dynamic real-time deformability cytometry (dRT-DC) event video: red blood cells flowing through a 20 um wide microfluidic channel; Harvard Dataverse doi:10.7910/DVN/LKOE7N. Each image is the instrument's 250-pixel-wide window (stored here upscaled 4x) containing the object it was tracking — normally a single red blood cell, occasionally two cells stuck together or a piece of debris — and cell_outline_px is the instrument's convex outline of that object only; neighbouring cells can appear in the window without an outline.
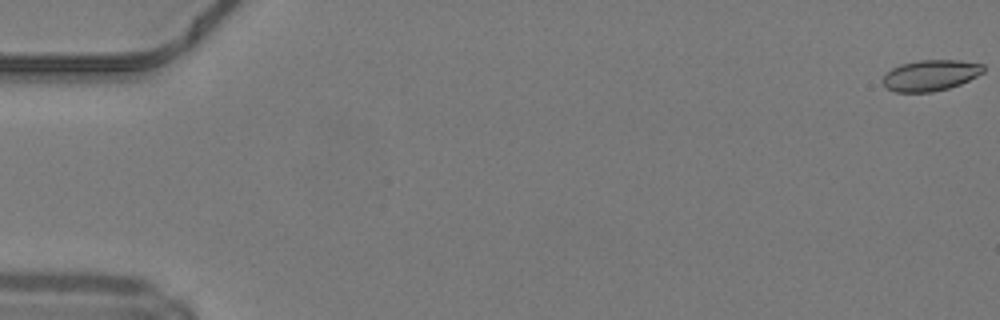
{"species": "common noctule bat (a hibernating species)", "species_latin": "Nyctalus noctula", "temperature_condition": "warm", "stored_images_in_passage": 35, "camera_frame_rate_fps": 3000, "um_per_image_px": 0.085, "animal": {"sex": "male", "body_mass_g": 19.2, "forearm_length_mm": 51.8}, "frame": {"image": 1, "passage_image": 1, "time_ms": 0.0, "image_size_px": [1000, 320], "cell_outline_px": [[984, 72], [960, 84], [948, 88], [932, 92], [896, 92], [884, 88], [880, 80], [892, 68], [900, 64], [920, 60], [960, 60], [984, 64]], "centroid_in_image_um": [79.06, 6.4], "position_along_channel_um": 5.9, "area_um2": 18.26}}
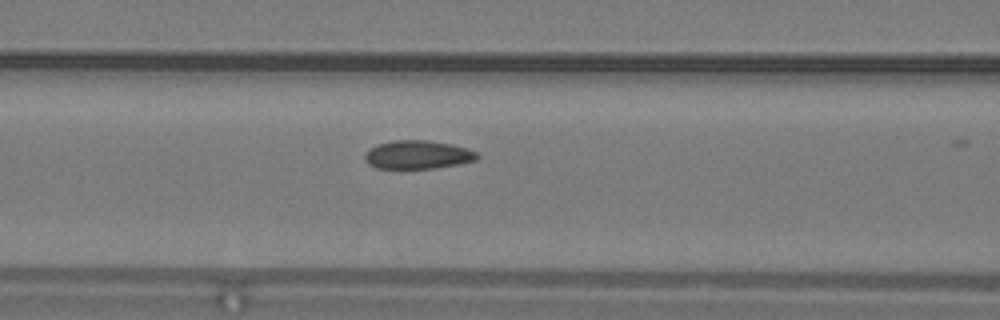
{"frame": {"image": 2, "passage_image": 22, "time_ms": 7.0, "image_size_px": [1000, 320], "cell_outline_px": [[480, 156], [476, 160], [436, 168], [376, 168], [368, 164], [364, 160], [364, 152], [376, 144], [392, 140], [428, 140], [452, 144], [468, 148], [476, 152]], "centroid_in_image_um": [35.47, 13.14], "position_along_channel_um": 131.1, "area_um2": 18.79}}
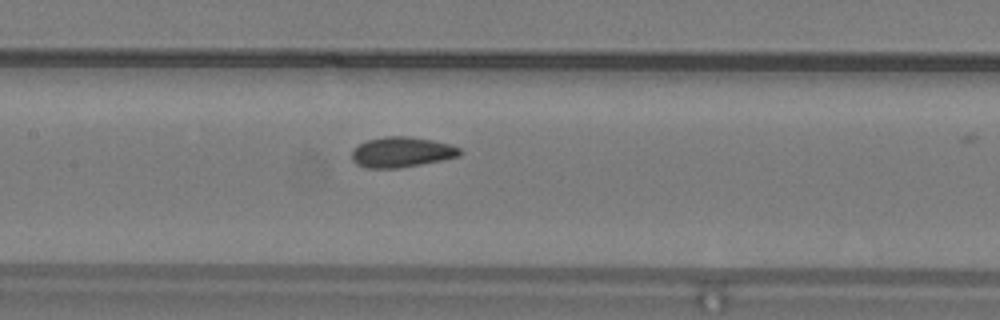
{"frame": {"image": 3, "passage_image": 25, "time_ms": 8.0, "image_size_px": [1000, 320], "cell_outline_px": [[464, 152], [460, 156], [444, 160], [400, 168], [368, 168], [356, 164], [352, 160], [352, 148], [368, 140], [384, 136], [404, 136], [432, 140], [452, 144], [460, 148]], "centroid_in_image_um": [34.17, 12.93], "position_along_channel_um": 173.2, "area_um2": 19.31}}